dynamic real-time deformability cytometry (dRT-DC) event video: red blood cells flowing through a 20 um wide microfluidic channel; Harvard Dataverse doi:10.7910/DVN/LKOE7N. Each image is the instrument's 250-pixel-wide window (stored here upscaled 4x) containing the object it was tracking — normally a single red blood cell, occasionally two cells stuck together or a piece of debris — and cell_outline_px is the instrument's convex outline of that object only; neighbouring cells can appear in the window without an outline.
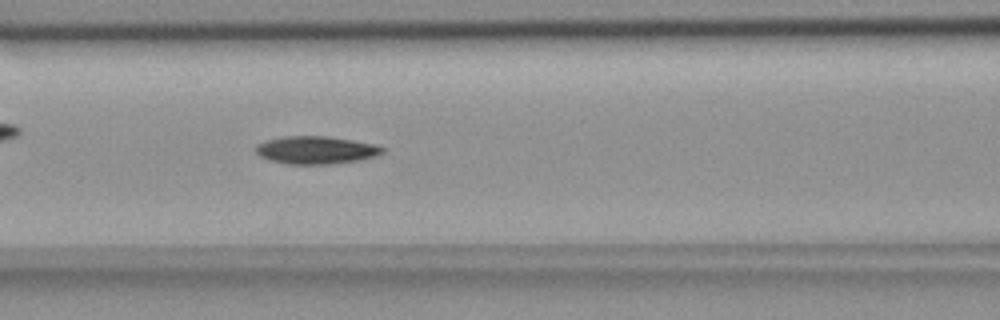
{"species": "common noctule bat (a hibernating species)", "species_latin": "Nyctalus noctula", "temperature_condition": "room temperature", "stored_images_in_passage": 41, "camera_frame_rate_fps": 3000, "um_per_image_px": 0.085, "animal": {"sex": "female", "body_mass_g": 18.4}, "frame": {"image": 1, "passage_image": 9, "time_ms": 2.667, "image_size_px": [1000, 320], "cell_outline_px": [[384, 152], [376, 156], [360, 160], [332, 164], [288, 164], [268, 160], [260, 156], [256, 152], [256, 144], [264, 140], [284, 136], [328, 136], [376, 144], [384, 148]], "centroid_in_image_um": [26.85, 12.75], "position_along_channel_um": 139.8, "area_um2": 20.69}}
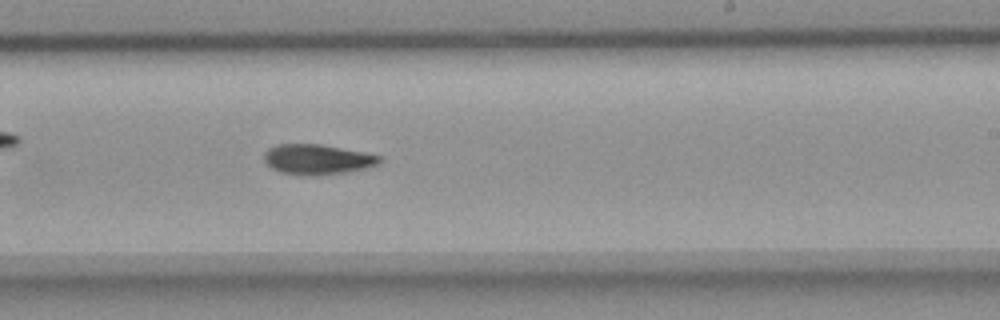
{"frame": {"image": 2, "passage_image": 19, "time_ms": 6.0, "image_size_px": [1000, 320], "cell_outline_px": [[384, 160], [380, 164], [364, 168], [344, 172], [280, 172], [272, 168], [264, 160], [264, 152], [268, 148], [276, 144], [320, 144], [364, 152], [380, 156]], "centroid_in_image_um": [26.99, 13.48], "position_along_channel_um": 262.0, "area_um2": 19.31}}
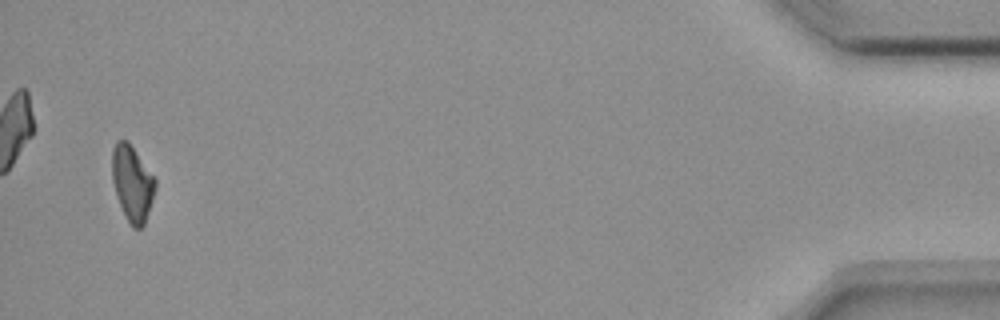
{"frame": {"image": 3, "passage_image": 39, "time_ms": 12.667, "image_size_px": [1000, 320], "cell_outline_px": [[156, 188], [144, 224], [140, 228], [132, 228], [124, 216], [112, 180], [112, 148], [116, 140], [128, 140], [156, 180]], "centroid_in_image_um": [11.23, 15.57], "position_along_channel_um": 424.0, "area_um2": 18.9}, "authors_computed_cell_mechanics": {"area_um2": 19.8832, "velocity_mm_per_s": 3.6876, "shape_relaxation_time_tau1_ms": 7.408, "shape_relaxation_time_tau2_ms": null, "deformation_change_tau1": 0.1784, "deformation_change_tau2": null}}